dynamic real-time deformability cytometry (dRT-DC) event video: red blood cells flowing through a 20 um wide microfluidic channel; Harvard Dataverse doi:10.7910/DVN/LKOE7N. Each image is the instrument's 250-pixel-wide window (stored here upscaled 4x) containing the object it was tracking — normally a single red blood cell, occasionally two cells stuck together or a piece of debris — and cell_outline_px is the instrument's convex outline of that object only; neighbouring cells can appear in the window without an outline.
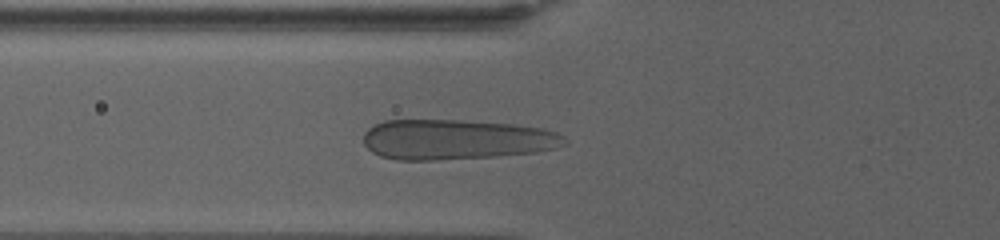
{"species": "human", "species_latin": "Homo sapiens", "temperature_condition": "warm", "stored_images_in_passage": 60, "camera_frame_rate_fps": 3000, "um_per_image_px": 0.085, "donor": {"sex": "female"}, "frame": {"image": 1, "passage_image": 16, "time_ms": 5.0, "image_size_px": [1000, 240], "cell_outline_px": [[568, 140], [564, 144], [556, 148], [536, 152], [496, 156], [436, 160], [396, 160], [380, 156], [372, 152], [364, 144], [364, 132], [368, 128], [384, 120], [456, 120], [512, 124], [544, 128], [556, 132], [564, 136]], "centroid_in_image_um": [38.77, 11.86], "position_along_channel_um": 87.0, "area_um2": 47.16}}
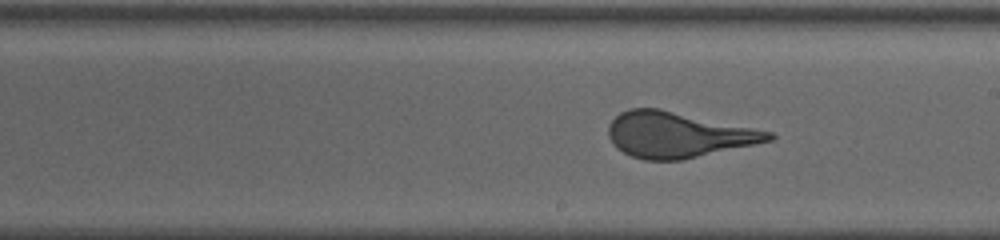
{"frame": {"image": 2, "passage_image": 31, "time_ms": 10.0, "image_size_px": [1000, 240], "cell_outline_px": [[776, 136], [772, 140], [684, 160], [644, 160], [632, 156], [616, 148], [612, 144], [608, 136], [608, 124], [620, 112], [628, 108], [660, 108], [772, 132]], "centroid_in_image_um": [57.58, 11.45], "position_along_channel_um": 231.4, "area_um2": 42.6}}
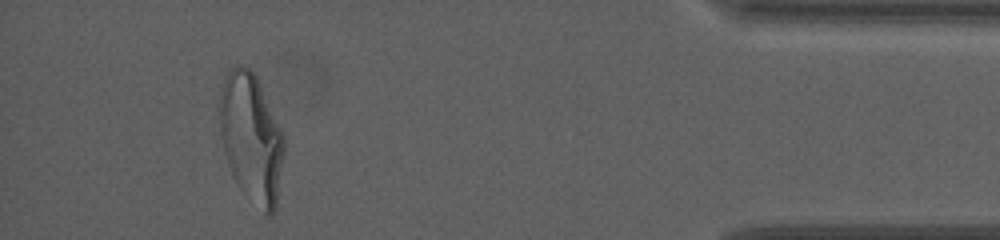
{"frame": {"image": 3, "passage_image": 55, "time_ms": 18.0, "image_size_px": [1000, 240], "cell_outline_px": [[284, 152], [276, 208], [268, 216], [264, 216], [240, 188], [228, 164], [224, 152], [220, 132], [216, 104], [216, 100], [224, 76], [228, 68], [236, 64], [240, 64], [248, 68], [256, 76], [284, 136]], "centroid_in_image_um": [21.31, 11.67], "position_along_channel_um": 413.9, "area_um2": 49.01}, "authors_computed_cell_mechanics": {"area_um2": 45.373, "velocity_mm_per_s": 2.8777, "shape_relaxation_time_tau1_ms": 7.8547, "shape_relaxation_time_tau2_ms": null, "deformation_change_tau1": 0.2395, "deformation_change_tau2": null}}